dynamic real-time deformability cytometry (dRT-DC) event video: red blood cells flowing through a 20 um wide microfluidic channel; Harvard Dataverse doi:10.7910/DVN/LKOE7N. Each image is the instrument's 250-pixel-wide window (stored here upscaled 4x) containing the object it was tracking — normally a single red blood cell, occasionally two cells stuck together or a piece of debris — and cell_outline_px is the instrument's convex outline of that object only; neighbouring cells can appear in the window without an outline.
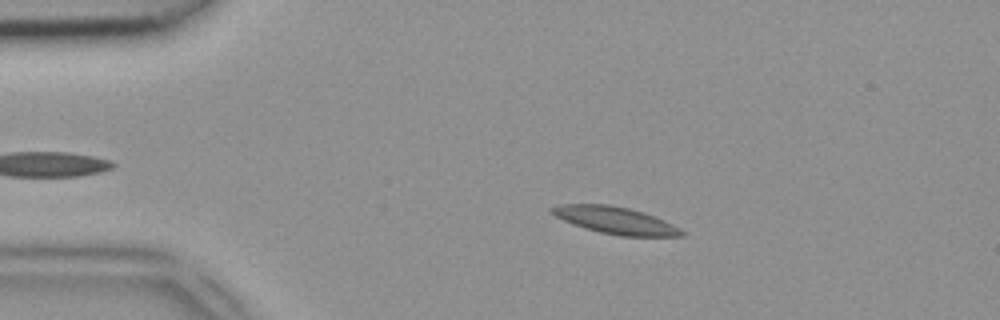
{"species": "common noctule bat (a hibernating species)", "species_latin": "Nyctalus noctula", "temperature_condition": "room temperature", "stored_images_in_passage": 42, "camera_frame_rate_fps": 3000, "um_per_image_px": 0.085, "animal": {"sex": "female", "body_mass_g": 18.4}, "frame": {"image": 1, "passage_image": 9, "time_ms": 2.667, "image_size_px": [1000, 320], "cell_outline_px": [[684, 236], [620, 236], [600, 232], [584, 228], [572, 224], [548, 212], [548, 208], [560, 204], [608, 204], [628, 208], [644, 212], [664, 220], [680, 228], [684, 232]], "centroid_in_image_um": [52.27, 18.72], "position_along_channel_um": 32.7, "area_um2": 20.52}}
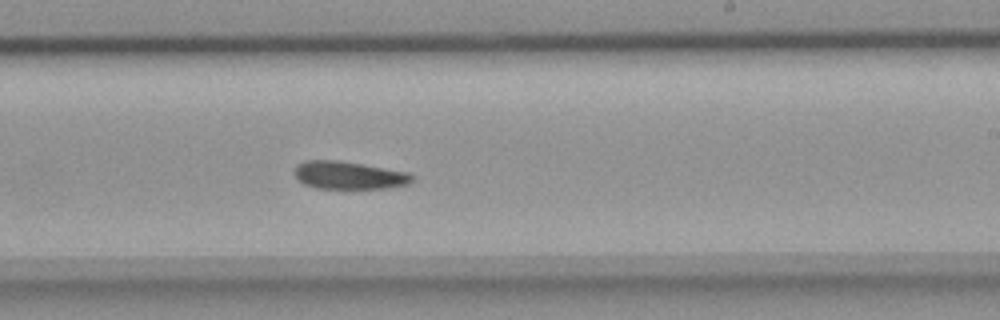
{"frame": {"image": 2, "passage_image": 29, "time_ms": 9.333, "image_size_px": [1000, 320], "cell_outline_px": [[412, 180], [408, 184], [388, 188], [316, 188], [304, 184], [292, 172], [296, 164], [304, 160], [340, 160], [408, 172], [412, 176]], "centroid_in_image_um": [29.6, 14.88], "position_along_channel_um": 259.4, "area_um2": 19.07}}
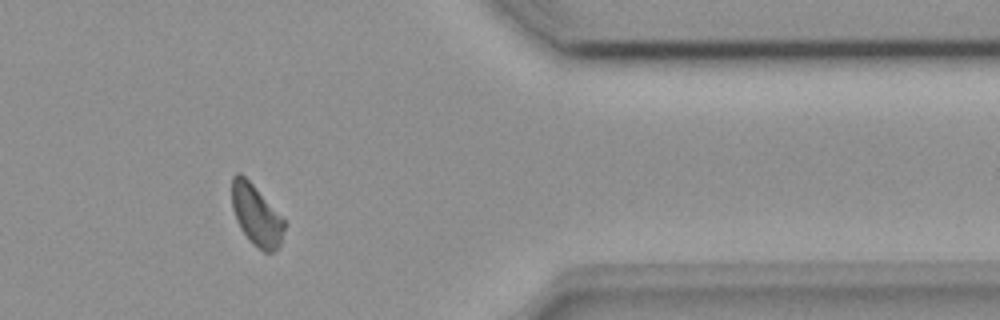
{"frame": {"image": 3, "passage_image": 40, "time_ms": 13.0, "image_size_px": [1000, 320], "cell_outline_px": [[284, 228], [280, 244], [272, 252], [264, 252], [252, 244], [248, 240], [240, 228], [236, 220], [232, 208], [232, 176], [236, 172], [240, 172], [252, 184], [284, 220]], "centroid_in_image_um": [21.74, 18.3], "position_along_channel_um": 389.7, "area_um2": 18.26}}